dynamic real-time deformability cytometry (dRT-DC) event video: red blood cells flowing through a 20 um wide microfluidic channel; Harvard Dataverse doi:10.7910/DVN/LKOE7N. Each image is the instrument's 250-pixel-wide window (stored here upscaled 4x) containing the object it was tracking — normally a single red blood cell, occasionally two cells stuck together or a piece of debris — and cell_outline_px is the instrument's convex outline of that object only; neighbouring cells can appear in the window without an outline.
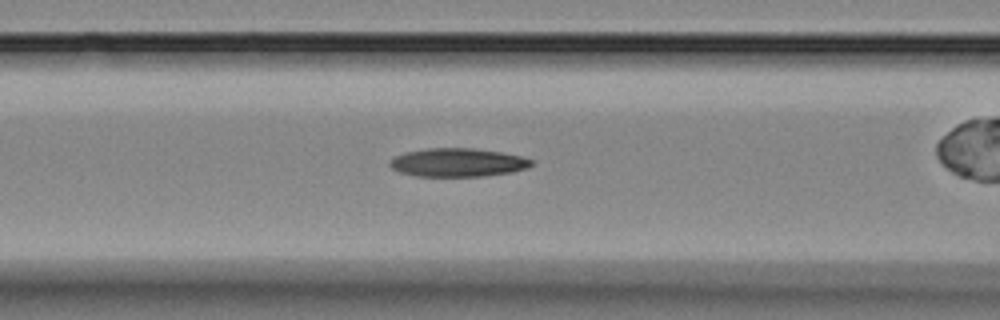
{"species": "Egyptian fruit bat (a non-hibernating species)", "species_latin": "Rousettus aegyptiacus", "temperature_condition": "room temperature", "stored_images_in_passage": 46, "camera_frame_rate_fps": 3000, "um_per_image_px": 0.085, "animal": {"sex": "female"}, "frame": {"image": 1, "passage_image": 17, "time_ms": 5.333, "image_size_px": [1000, 320], "cell_outline_px": [[532, 164], [528, 168], [512, 172], [484, 176], [416, 176], [400, 172], [392, 168], [388, 164], [396, 156], [404, 152], [428, 148], [472, 148], [500, 152], [520, 156], [532, 160]], "centroid_in_image_um": [38.9, 13.81], "position_along_channel_um": 127.7, "area_um2": 23.35}}
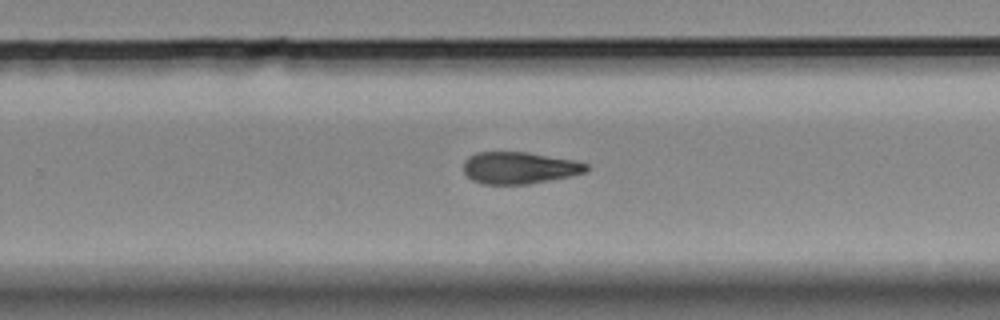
{"frame": {"image": 2, "passage_image": 28, "time_ms": 9.0, "image_size_px": [1000, 320], "cell_outline_px": [[588, 168], [584, 172], [568, 176], [528, 184], [484, 184], [472, 180], [464, 172], [464, 160], [468, 156], [476, 152], [528, 152], [572, 160], [588, 164]], "centroid_in_image_um": [44.09, 14.26], "position_along_channel_um": 285.7, "area_um2": 22.6}}
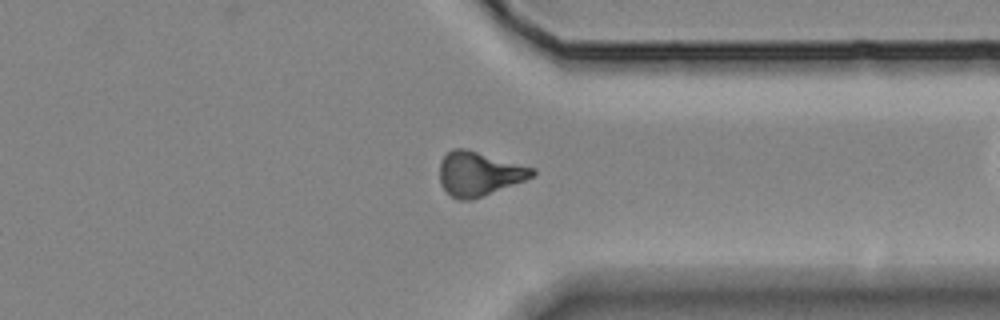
{"frame": {"image": 3, "passage_image": 34, "time_ms": 11.0, "image_size_px": [1000, 320], "cell_outline_px": [[536, 172], [532, 176], [524, 180], [472, 200], [456, 200], [440, 184], [440, 164], [444, 156], [452, 148], [468, 148], [536, 168]], "centroid_in_image_um": [40.71, 14.74], "position_along_channel_um": 370.7, "area_um2": 23.87}}